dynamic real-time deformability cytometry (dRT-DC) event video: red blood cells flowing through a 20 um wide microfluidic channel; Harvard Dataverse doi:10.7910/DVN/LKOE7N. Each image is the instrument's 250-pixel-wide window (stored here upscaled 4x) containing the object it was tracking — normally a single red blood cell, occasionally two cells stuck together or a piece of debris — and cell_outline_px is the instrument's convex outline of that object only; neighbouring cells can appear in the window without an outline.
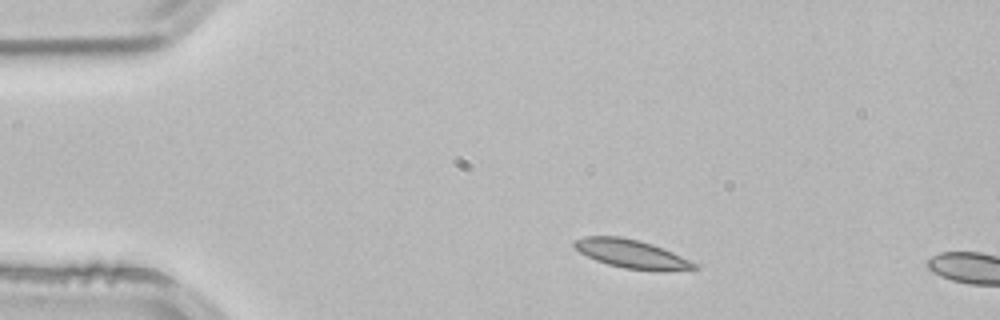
{"species": "common noctule bat (a hibernating species)", "species_latin": "Nyctalus noctula", "temperature_condition": "room temperature", "stored_images_in_passage": 2, "camera_frame_rate_fps": 3000, "um_per_image_px": 0.085, "animal": {"sex": "male", "body_mass_g": 21.5, "forearm_length_mm": 52.0}, "frame": {"image": 1, "passage_image": 1, "time_ms": 0.0, "image_size_px": [1000, 320], "cell_outline_px": [[700, 268], [660, 272], [624, 268], [608, 264], [596, 260], [580, 252], [572, 244], [572, 240], [584, 236], [620, 236], [640, 240], [652, 244], [672, 252], [700, 264]], "centroid_in_image_um": [53.72, 21.59], "position_along_channel_um": 31.3, "area_um2": 20.23}}